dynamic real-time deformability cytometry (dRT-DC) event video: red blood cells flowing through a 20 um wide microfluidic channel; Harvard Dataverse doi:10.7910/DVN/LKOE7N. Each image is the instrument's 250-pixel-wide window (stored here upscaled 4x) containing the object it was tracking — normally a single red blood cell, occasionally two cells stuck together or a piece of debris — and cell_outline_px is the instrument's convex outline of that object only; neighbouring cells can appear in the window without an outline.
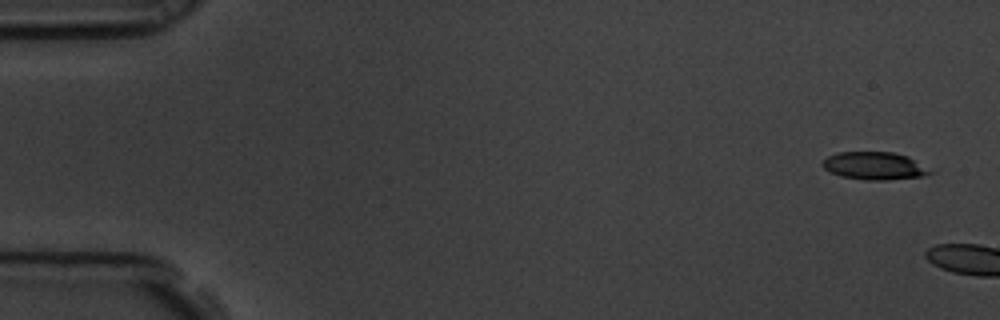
{"species": "common noctule bat (a hibernating species)", "species_latin": "Nyctalus noctula", "temperature_condition": "room temperature", "stored_images_in_passage": 2, "camera_frame_rate_fps": 3000, "um_per_image_px": 0.085, "animal": {"sex": "male", "body_mass_g": 19.5, "forearm_length_mm": 54.6}, "frame": {"image": 1, "passage_image": 1, "time_ms": 0.0, "image_size_px": [1000, 320], "cell_outline_px": [[936, 172], [924, 176], [888, 180], [868, 180], [840, 176], [828, 172], [820, 164], [828, 156], [836, 152], [892, 152], [908, 156]], "centroid_in_image_um": [74.33, 14.1], "position_along_channel_um": 10.7, "area_um2": 17.57}}